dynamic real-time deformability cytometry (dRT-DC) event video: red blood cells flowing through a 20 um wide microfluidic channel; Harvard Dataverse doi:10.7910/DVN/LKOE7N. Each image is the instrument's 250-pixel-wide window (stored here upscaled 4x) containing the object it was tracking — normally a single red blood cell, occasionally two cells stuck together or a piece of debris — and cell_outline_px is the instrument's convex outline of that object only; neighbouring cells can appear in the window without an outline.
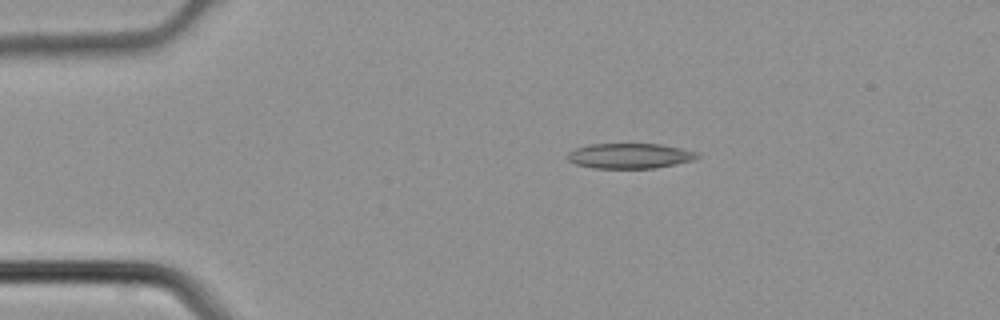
{"species": "common noctule bat (a hibernating species)", "species_latin": "Nyctalus noctula", "temperature_condition": "cold", "stored_images_in_passage": 3, "camera_frame_rate_fps": 3000, "um_per_image_px": 0.085, "animal": {"sex": "male", "body_mass_g": 21.5, "forearm_length_mm": 52.0}, "frame": {"image": 1, "passage_image": 3, "time_ms": 0.667, "image_size_px": [1000, 320], "cell_outline_px": [[700, 156], [692, 160], [676, 164], [656, 168], [592, 168], [576, 164], [568, 160], [568, 152], [576, 148], [588, 144], [660, 144], [680, 148], [696, 152]], "centroid_in_image_um": [53.51, 13.25], "position_along_channel_um": 31.5, "area_um2": 18.96}}